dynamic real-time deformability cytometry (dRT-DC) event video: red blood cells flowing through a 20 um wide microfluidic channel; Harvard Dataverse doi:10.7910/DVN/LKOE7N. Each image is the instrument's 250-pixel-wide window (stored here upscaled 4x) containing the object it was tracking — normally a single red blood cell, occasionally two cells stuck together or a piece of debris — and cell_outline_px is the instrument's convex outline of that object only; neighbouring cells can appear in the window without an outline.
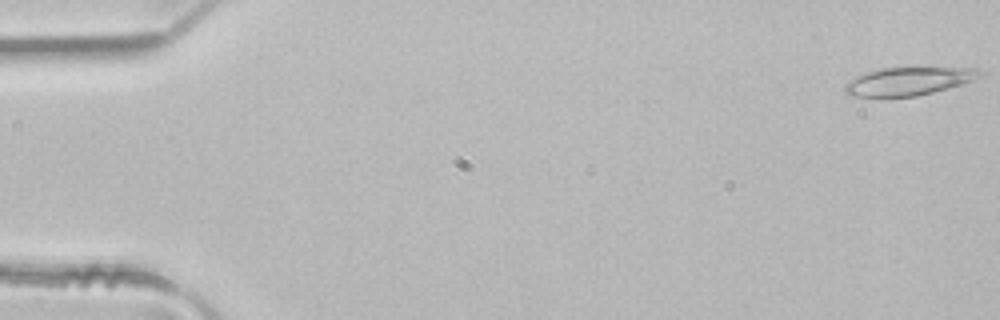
{"species": "common noctule bat (a hibernating species)", "species_latin": "Nyctalus noctula", "temperature_condition": "room temperature", "stored_images_in_passage": 49, "camera_frame_rate_fps": 3000, "um_per_image_px": 0.085, "animal": {"sex": "male", "body_mass_g": 21.5, "forearm_length_mm": 52.0}, "frame": {"image": 1, "passage_image": 1, "time_ms": 0.0, "image_size_px": [1000, 320], "cell_outline_px": [[984, 72], [972, 80], [948, 88], [916, 96], [852, 96], [844, 92], [844, 84], [848, 80], [856, 76], [880, 68], [916, 64], [924, 64], [980, 68]], "centroid_in_image_um": [77.29, 6.82], "position_along_channel_um": 7.7, "area_um2": 23.29}}
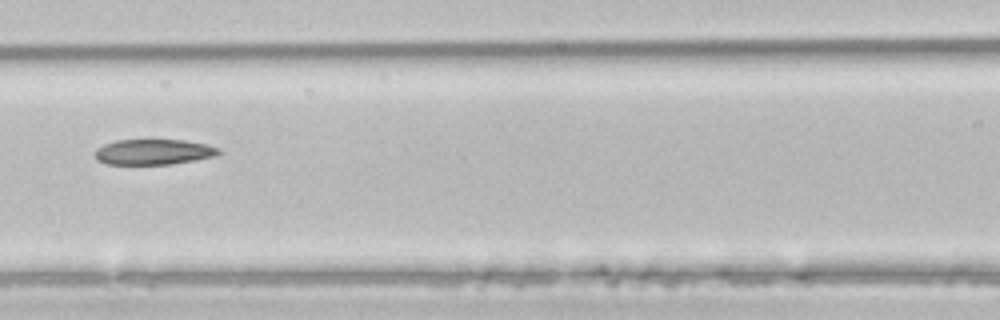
{"frame": {"image": 2, "passage_image": 22, "time_ms": 7.0, "image_size_px": [1000, 320], "cell_outline_px": [[224, 152], [216, 156], [196, 160], [172, 164], [104, 164], [96, 160], [96, 148], [104, 144], [116, 140], [184, 140], [208, 144], [220, 148]], "centroid_in_image_um": [13.1, 12.91], "position_along_channel_um": 153.5, "area_um2": 18.61}}
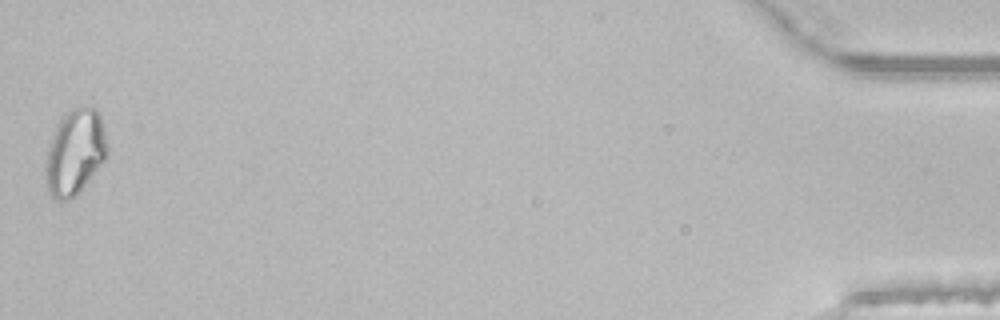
{"frame": {"image": 3, "passage_image": 49, "time_ms": 16.0, "image_size_px": [1000, 320], "cell_outline_px": [[108, 156], [84, 184], [68, 200], [56, 200], [48, 192], [44, 180], [44, 168], [48, 144], [60, 116], [72, 108], [96, 108], [100, 116], [104, 128], [108, 148]], "centroid_in_image_um": [6.33, 12.92], "position_along_channel_um": 428.9, "area_um2": 30.75}, "authors_computed_cell_mechanics": {"area_um2": 20.9814, "velocity_mm_per_s": 4.133, "shape_relaxation_time_tau1_ms": null, "shape_relaxation_time_tau2_ms": 5.9676, "deformation_change_tau1": null, "deformation_change_tau2": 0.1469}}